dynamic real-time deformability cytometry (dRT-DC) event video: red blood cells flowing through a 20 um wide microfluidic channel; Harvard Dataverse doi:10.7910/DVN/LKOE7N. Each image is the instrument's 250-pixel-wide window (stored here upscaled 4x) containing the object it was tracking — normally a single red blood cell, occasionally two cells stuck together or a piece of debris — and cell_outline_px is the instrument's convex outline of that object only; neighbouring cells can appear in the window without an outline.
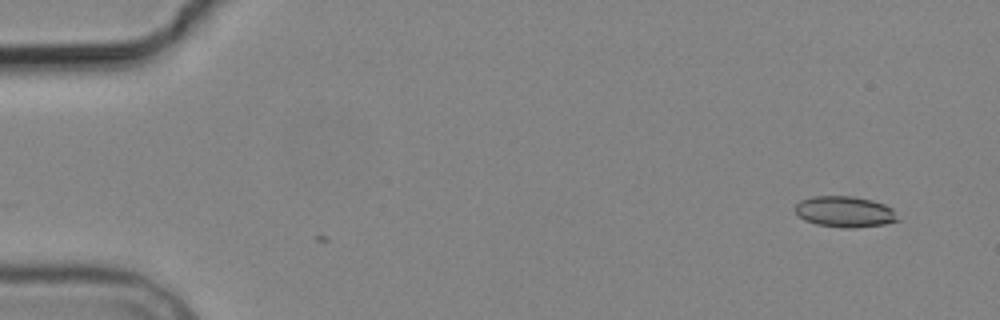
{"species": "common noctule bat (a hibernating species)", "species_latin": "Nyctalus noctula", "temperature_condition": "cold", "stored_images_in_passage": 2, "camera_frame_rate_fps": 3000, "um_per_image_px": 0.085, "animal": {"sex": "male", "body_mass_g": 19.2, "forearm_length_mm": 51.8}, "frame": {"image": 1, "passage_image": 2, "time_ms": 1.0, "image_size_px": [1000, 320], "cell_outline_px": [[900, 220], [884, 224], [852, 228], [848, 228], [816, 224], [804, 220], [796, 212], [796, 204], [800, 200], [812, 196], [852, 196], [872, 200], [884, 204], [892, 208]], "centroid_in_image_um": [71.81, 17.99], "position_along_channel_um": 13.2, "area_um2": 18.44}}